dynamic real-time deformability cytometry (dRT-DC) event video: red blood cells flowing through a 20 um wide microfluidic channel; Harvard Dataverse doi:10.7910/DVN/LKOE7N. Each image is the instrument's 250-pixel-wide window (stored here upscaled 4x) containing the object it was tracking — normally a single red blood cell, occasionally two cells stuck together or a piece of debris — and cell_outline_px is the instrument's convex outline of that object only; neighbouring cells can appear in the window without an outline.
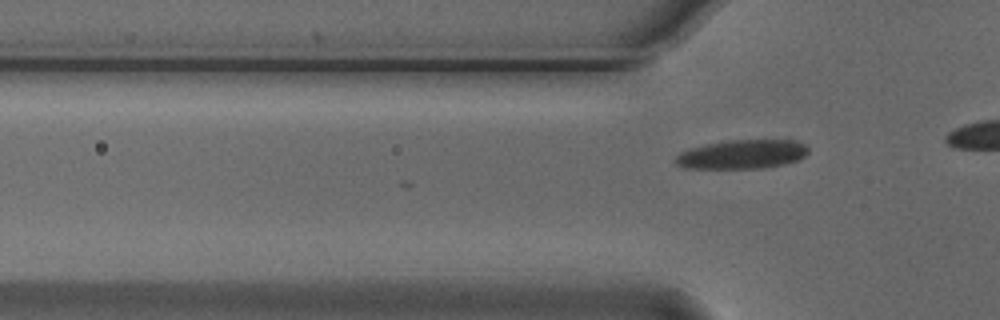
{"species": "Egyptian fruit bat (a non-hibernating species)", "species_latin": "Rousettus aegyptiacus", "temperature_condition": "cold", "stored_images_in_passage": 13, "camera_frame_rate_fps": 3000, "um_per_image_px": 0.085, "animal": {"sex": "male"}, "frame": {"image": 1, "passage_image": 13, "time_ms": 4.0, "image_size_px": [1000, 320], "cell_outline_px": [[808, 152], [804, 156], [796, 160], [784, 164], [760, 168], [684, 168], [676, 164], [672, 160], [680, 152], [688, 148], [704, 144], [728, 140], [792, 140], [804, 144], [808, 148]], "centroid_in_image_um": [63.01, 13.11], "position_along_channel_um": 62.8, "area_um2": 22.48}}